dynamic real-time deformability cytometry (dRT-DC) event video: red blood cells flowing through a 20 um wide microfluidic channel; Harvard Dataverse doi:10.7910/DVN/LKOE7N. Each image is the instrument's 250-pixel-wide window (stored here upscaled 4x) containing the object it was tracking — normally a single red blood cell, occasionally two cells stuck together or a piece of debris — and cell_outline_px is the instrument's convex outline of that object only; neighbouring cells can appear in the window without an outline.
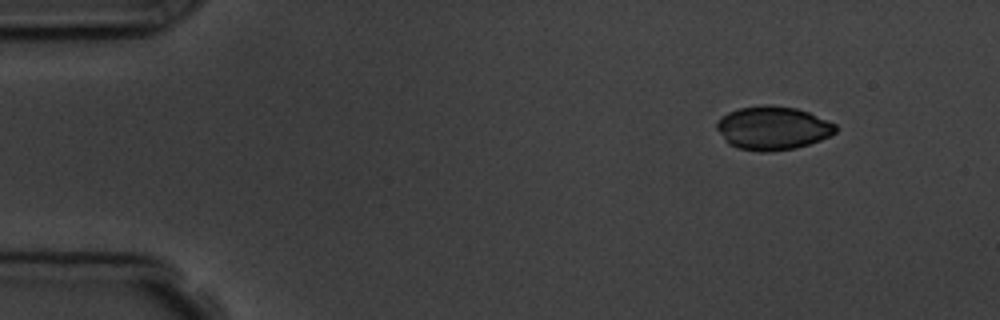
{"species": "common noctule bat (a hibernating species)", "species_latin": "Nyctalus noctula", "temperature_condition": "room temperature", "stored_images_in_passage": 3, "camera_frame_rate_fps": 3000, "um_per_image_px": 0.085, "animal": {"sex": "male", "body_mass_g": 19.5, "forearm_length_mm": 54.6}, "frame": {"image": 1, "passage_image": 1, "time_ms": 0.0, "image_size_px": [1000, 320], "cell_outline_px": [[836, 132], [820, 140], [796, 148], [772, 152], [760, 152], [736, 148], [728, 144], [724, 140], [716, 128], [716, 124], [728, 112], [740, 108], [764, 104], [768, 104], [796, 108], [808, 112], [836, 124]], "centroid_in_image_um": [65.67, 10.9], "position_along_channel_um": 19.3, "area_um2": 30.17}}